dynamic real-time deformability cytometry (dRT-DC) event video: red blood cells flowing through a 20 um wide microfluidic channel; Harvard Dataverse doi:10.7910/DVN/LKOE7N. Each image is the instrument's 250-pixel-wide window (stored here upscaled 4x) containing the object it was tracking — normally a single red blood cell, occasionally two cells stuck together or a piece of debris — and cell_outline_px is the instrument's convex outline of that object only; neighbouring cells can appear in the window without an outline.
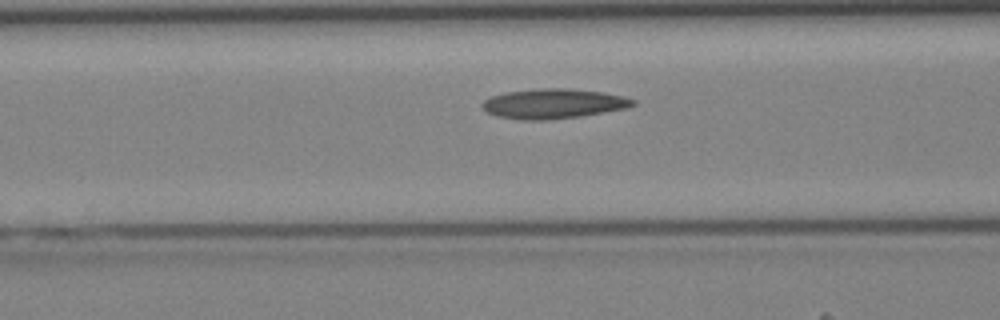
{"species": "Egyptian fruit bat (a non-hibernating species)", "species_latin": "Rousettus aegyptiacus", "temperature_condition": "cold", "stored_images_in_passage": 29, "camera_frame_rate_fps": 3000, "um_per_image_px": 0.085, "animal": {"sex": "female"}, "frame": {"image": 1, "passage_image": 4, "time_ms": 1.0, "image_size_px": [1000, 320], "cell_outline_px": [[636, 104], [624, 108], [604, 112], [580, 116], [548, 120], [524, 120], [496, 116], [488, 112], [480, 104], [484, 100], [492, 96], [504, 92], [540, 88], [568, 88], [600, 92], [624, 96], [636, 100]], "centroid_in_image_um": [47.02, 8.81], "position_along_channel_um": 119.6, "area_um2": 26.07}}
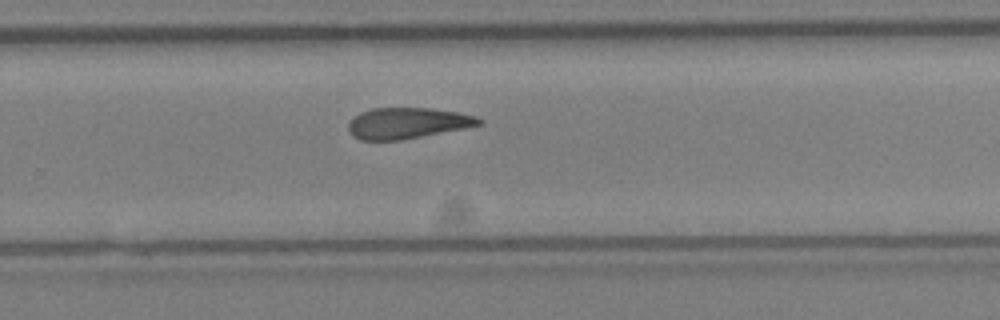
{"frame": {"image": 2, "passage_image": 15, "time_ms": 4.667, "image_size_px": [1000, 320], "cell_outline_px": [[484, 124], [464, 128], [400, 140], [360, 140], [352, 136], [348, 128], [348, 124], [360, 112], [372, 108], [432, 108], [456, 112], [476, 116], [484, 120]], "centroid_in_image_um": [34.64, 10.46], "position_along_channel_um": 295.2, "area_um2": 23.47}}
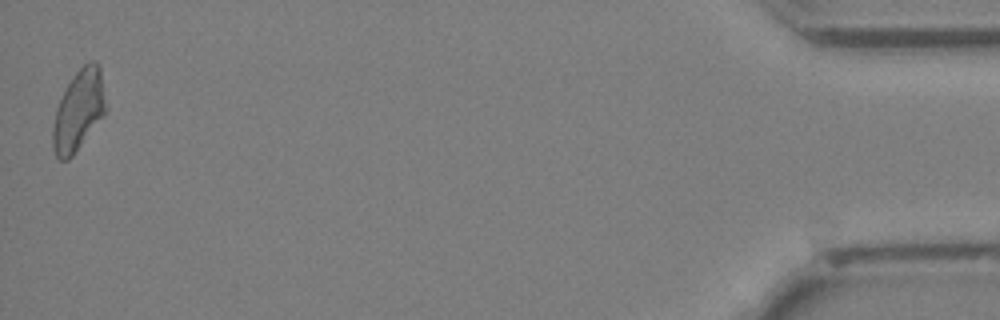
{"frame": {"image": 3, "passage_image": 29, "time_ms": 9.333, "image_size_px": [1000, 320], "cell_outline_px": [[108, 108], [104, 116], [72, 156], [68, 160], [60, 160], [56, 156], [52, 148], [52, 128], [56, 108], [72, 76], [88, 60], [96, 60], [100, 64]], "centroid_in_image_um": [6.71, 9.36], "position_along_channel_um": 428.5, "area_um2": 25.32}}